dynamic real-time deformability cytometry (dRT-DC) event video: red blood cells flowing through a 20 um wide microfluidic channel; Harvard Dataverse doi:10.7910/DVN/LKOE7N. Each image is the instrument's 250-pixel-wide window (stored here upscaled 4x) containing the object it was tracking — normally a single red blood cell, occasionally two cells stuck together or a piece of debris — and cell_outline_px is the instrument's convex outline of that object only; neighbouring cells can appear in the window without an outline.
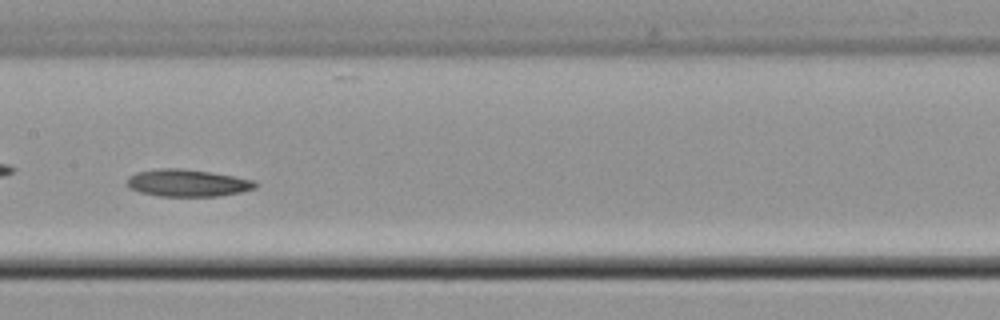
{"species": "common noctule bat (a hibernating species)", "species_latin": "Nyctalus noctula", "temperature_condition": "cold", "stored_images_in_passage": 37, "camera_frame_rate_fps": 3000, "um_per_image_px": 0.085, "animal": {"sex": "male", "body_mass_g": 21.5, "forearm_length_mm": 52.0}, "frame": {"image": 1, "passage_image": 11, "time_ms": 3.333, "image_size_px": [1000, 320], "cell_outline_px": [[256, 188], [240, 192], [220, 196], [160, 196], [140, 192], [128, 188], [124, 180], [128, 176], [136, 172], [160, 168], [180, 168], [212, 172], [252, 180], [256, 184]], "centroid_in_image_um": [15.86, 15.55], "position_along_channel_um": 191.5, "area_um2": 20.4}}